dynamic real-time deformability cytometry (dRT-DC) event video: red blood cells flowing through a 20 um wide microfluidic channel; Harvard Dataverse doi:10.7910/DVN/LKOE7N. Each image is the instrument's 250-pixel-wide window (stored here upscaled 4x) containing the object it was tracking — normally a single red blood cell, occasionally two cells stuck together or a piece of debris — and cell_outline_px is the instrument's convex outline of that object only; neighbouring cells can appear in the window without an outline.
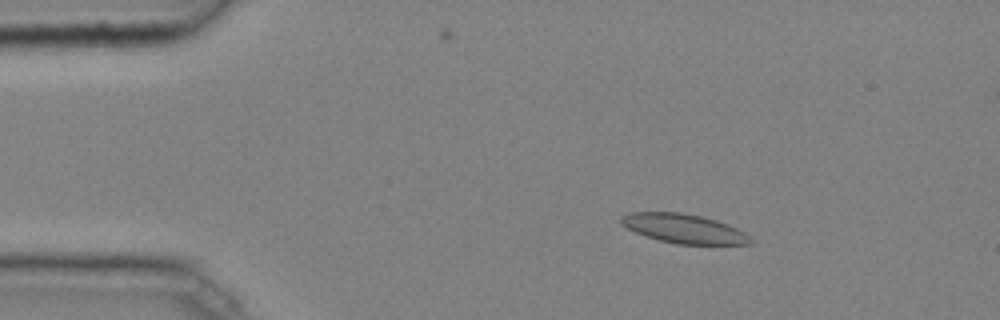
{"species": "common noctule bat (a hibernating species)", "species_latin": "Nyctalus noctula", "temperature_condition": "cold", "stored_images_in_passage": 46, "camera_frame_rate_fps": 3000, "um_per_image_px": 0.085, "animal": {"sex": "male", "body_mass_g": 20.4}, "frame": {"image": 1, "passage_image": 7, "time_ms": 2.0, "image_size_px": [1000, 320], "cell_outline_px": [[752, 244], [676, 244], [660, 240], [636, 232], [620, 224], [620, 216], [628, 212], [680, 212], [700, 216], [716, 220], [728, 224], [744, 232], [752, 240]], "centroid_in_image_um": [58.1, 19.42], "position_along_channel_um": 26.9, "area_um2": 21.85}}
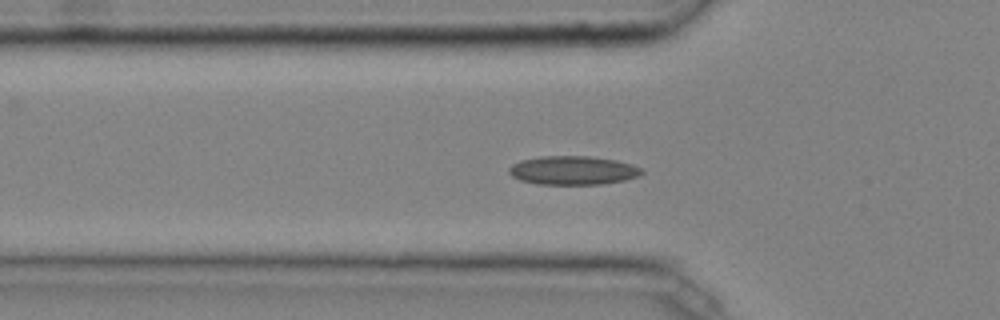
{"frame": {"image": 2, "passage_image": 15, "time_ms": 4.667, "image_size_px": [1000, 320], "cell_outline_px": [[644, 172], [636, 176], [624, 180], [600, 184], [536, 184], [520, 180], [512, 176], [508, 172], [508, 168], [512, 164], [520, 160], [540, 156], [588, 156], [616, 160], [632, 164], [640, 168]], "centroid_in_image_um": [48.65, 14.47], "position_along_channel_um": 77.2, "area_um2": 22.2}}
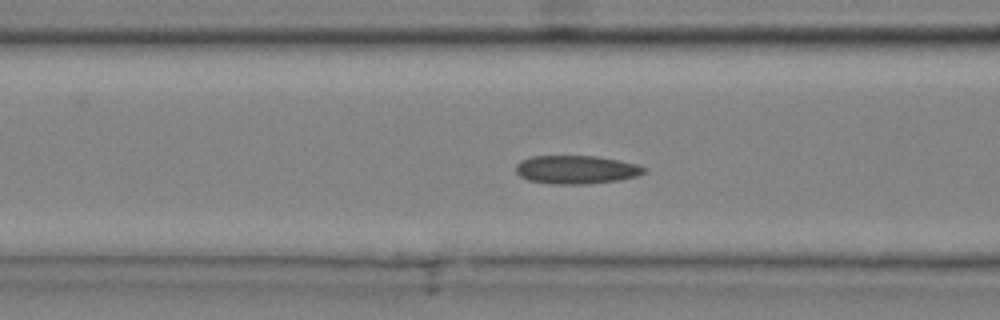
{"frame": {"image": 3, "passage_image": 18, "time_ms": 5.667, "image_size_px": [1000, 320], "cell_outline_px": [[648, 168], [644, 172], [636, 176], [620, 180], [588, 184], [552, 184], [528, 180], [520, 176], [516, 172], [516, 164], [520, 160], [532, 156], [596, 156], [636, 164]], "centroid_in_image_um": [48.96, 14.42], "position_along_channel_um": 117.6, "area_um2": 21.21}, "authors_computed_cell_mechanics": {"area_um2": 21.0392, "velocity_mm_per_s": 4.0355, "shape_relaxation_time_tau1_ms": null, "shape_relaxation_time_tau2_ms": 3.0845, "deformation_change_tau1": null, "deformation_change_tau2": 0.0866}}